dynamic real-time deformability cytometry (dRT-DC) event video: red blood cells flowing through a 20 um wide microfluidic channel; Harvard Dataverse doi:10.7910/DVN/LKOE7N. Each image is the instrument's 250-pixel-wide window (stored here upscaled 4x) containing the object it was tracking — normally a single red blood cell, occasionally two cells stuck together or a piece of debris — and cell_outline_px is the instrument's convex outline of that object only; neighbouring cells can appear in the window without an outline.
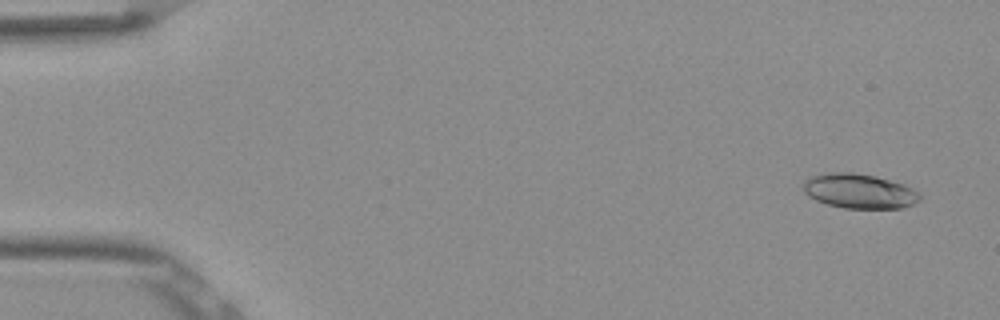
{"species": "Egyptian fruit bat (a non-hibernating species)", "species_latin": "Rousettus aegyptiacus", "temperature_condition": "room temperature", "stored_images_in_passage": 53, "camera_frame_rate_fps": 3000, "um_per_image_px": 0.085, "frame": {"image": 1, "passage_image": 3, "time_ms": 0.667, "image_size_px": [1000, 320], "cell_outline_px": [[920, 200], [904, 208], [844, 208], [828, 204], [816, 200], [808, 196], [804, 192], [804, 180], [812, 176], [828, 172], [852, 172], [876, 176], [904, 184], [920, 192]], "centroid_in_image_um": [73.05, 16.24], "position_along_channel_um": 11.9, "area_um2": 23.58}}
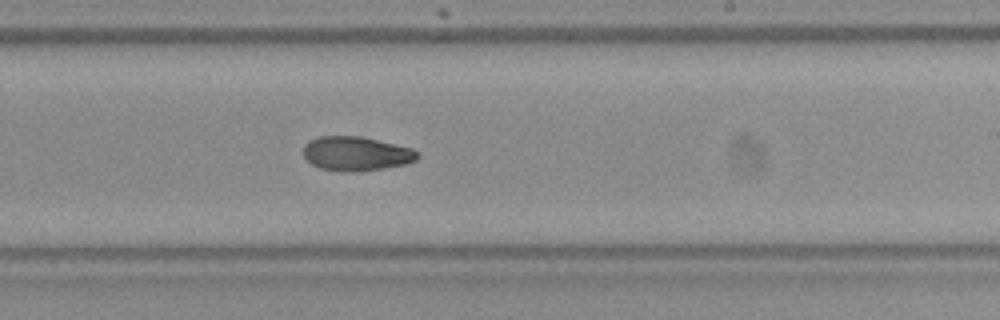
{"frame": {"image": 2, "passage_image": 32, "time_ms": 10.333, "image_size_px": [1000, 320], "cell_outline_px": [[420, 156], [416, 160], [408, 164], [360, 172], [340, 172], [320, 168], [312, 164], [304, 156], [304, 144], [308, 140], [316, 136], [360, 136], [412, 148], [420, 152]], "centroid_in_image_um": [30.29, 13.07], "position_along_channel_um": 258.7, "area_um2": 23.12}}
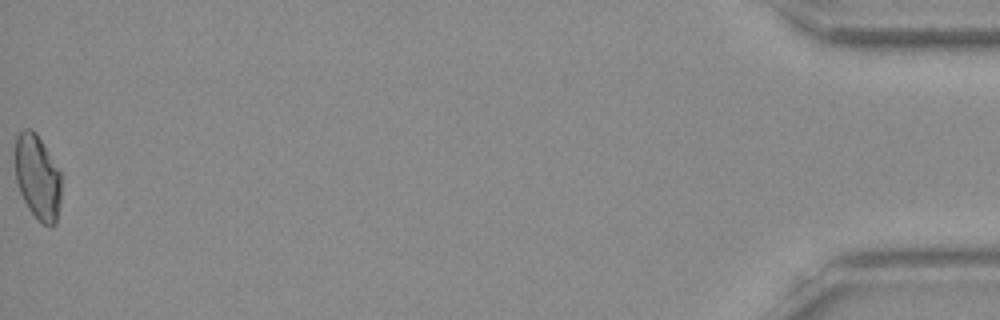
{"frame": {"image": 3, "passage_image": 53, "time_ms": 17.333, "image_size_px": [1000, 320], "cell_outline_px": [[60, 200], [56, 224], [40, 224], [28, 208], [20, 192], [16, 180], [16, 136], [24, 128], [28, 128], [36, 132], [60, 172]], "centroid_in_image_um": [3.19, 15.07], "position_along_channel_um": 432.0, "area_um2": 22.48}, "authors_computed_cell_mechanics": {"area_um2": 23.2356, "velocity_mm_per_s": 3.8811, "shape_relaxation_time_tau1_ms": null, "shape_relaxation_time_tau2_ms": 5.0827, "deformation_change_tau1": null, "deformation_change_tau2": 0.1052}}